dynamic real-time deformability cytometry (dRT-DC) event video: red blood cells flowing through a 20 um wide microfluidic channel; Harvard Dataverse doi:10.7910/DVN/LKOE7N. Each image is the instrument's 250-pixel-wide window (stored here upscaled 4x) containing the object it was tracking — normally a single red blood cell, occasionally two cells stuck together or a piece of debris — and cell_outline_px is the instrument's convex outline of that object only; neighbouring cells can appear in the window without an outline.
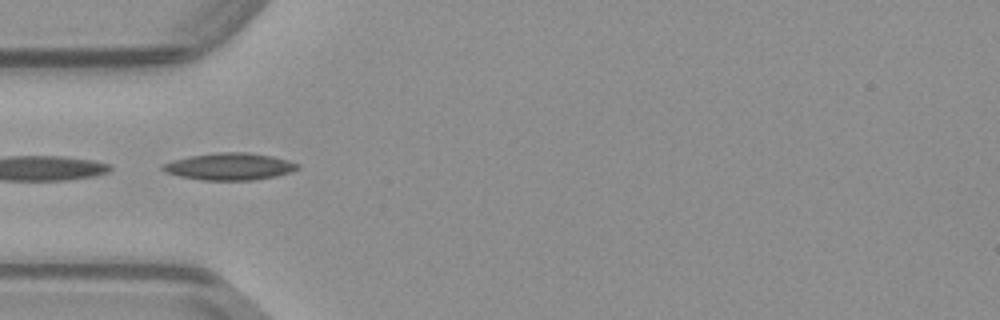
{"species": "common noctule bat (a hibernating species)", "species_latin": "Nyctalus noctula", "temperature_condition": "warm", "stored_images_in_passage": 19, "camera_frame_rate_fps": 3000, "um_per_image_px": 0.085, "animal": {"sex": "male", "body_mass_g": 23.1, "forearm_length_mm": 52.7}, "frame": {"image": 1, "passage_image": 1, "time_ms": 0.0, "image_size_px": [1000, 320], "cell_outline_px": [[300, 168], [292, 172], [276, 176], [252, 180], [200, 180], [180, 176], [164, 172], [160, 168], [160, 164], [172, 160], [192, 156], [216, 152], [248, 152], [272, 156], [288, 160], [300, 164]], "centroid_in_image_um": [19.51, 14.15], "position_along_channel_um": 65.5, "area_um2": 21.44}}
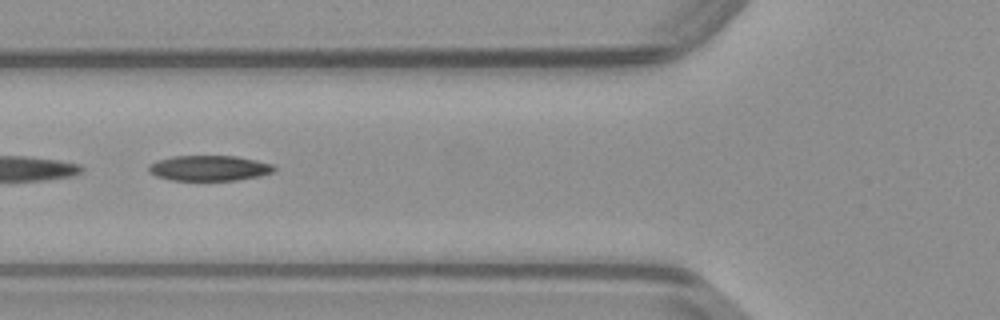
{"frame": {"image": 2, "passage_image": 4, "time_ms": 1.0, "image_size_px": [1000, 320], "cell_outline_px": [[276, 172], [260, 176], [236, 180], [172, 180], [156, 176], [148, 172], [148, 164], [172, 156], [236, 156], [256, 160], [272, 164], [276, 168]], "centroid_in_image_um": [17.8, 14.29], "position_along_channel_um": 108.0, "area_um2": 18.61}}
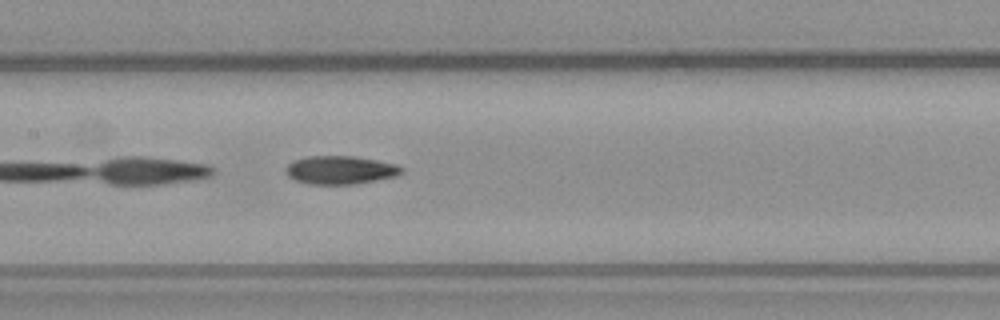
{"frame": {"image": 3, "passage_image": 9, "time_ms": 2.667, "image_size_px": [1000, 320], "cell_outline_px": [[404, 172], [396, 176], [356, 184], [308, 184], [296, 180], [288, 176], [284, 172], [284, 168], [292, 160], [308, 156], [356, 156], [396, 164], [404, 168]], "centroid_in_image_um": [28.91, 14.44], "position_along_channel_um": 178.5, "area_um2": 19.31}}